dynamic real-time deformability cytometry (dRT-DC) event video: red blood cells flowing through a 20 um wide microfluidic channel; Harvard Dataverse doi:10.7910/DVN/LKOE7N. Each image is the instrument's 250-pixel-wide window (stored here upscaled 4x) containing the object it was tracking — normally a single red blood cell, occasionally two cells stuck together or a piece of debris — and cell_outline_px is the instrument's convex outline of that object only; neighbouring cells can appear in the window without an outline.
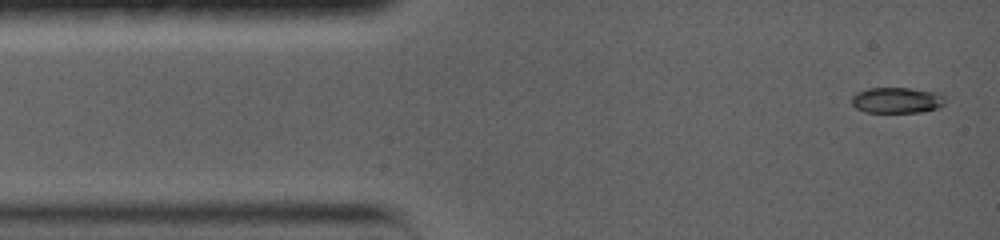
{"species": "common noctule bat (a hibernating species)", "species_latin": "Nyctalus noctula", "temperature_condition": "warm", "stored_images_in_passage": 37, "camera_frame_rate_fps": 5000, "um_per_image_px": 0.085, "animal": {"sex": "female", "body_mass_g": 19.0, "forearm_length_mm": 56.7}, "frame": {"image": 1, "passage_image": 1, "time_ms": 0.0, "image_size_px": [1000, 240], "cell_outline_px": [[944, 104], [936, 108], [924, 112], [864, 112], [856, 108], [852, 104], [852, 96], [856, 92], [868, 88], [912, 88], [940, 92], [944, 96]], "centroid_in_image_um": [76.24, 8.51], "position_along_channel_um": 8.8, "area_um2": 14.22}}
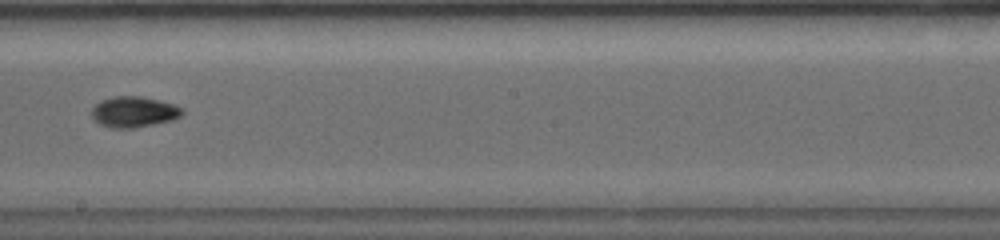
{"frame": {"image": 2, "passage_image": 17, "time_ms": 8.2, "image_size_px": [1000, 240], "cell_outline_px": [[184, 112], [180, 116], [172, 120], [132, 128], [112, 128], [100, 124], [92, 116], [92, 108], [100, 100], [112, 96], [144, 96], [172, 104], [184, 108]], "centroid_in_image_um": [11.38, 9.49], "position_along_channel_um": 236.8, "area_um2": 16.18}}
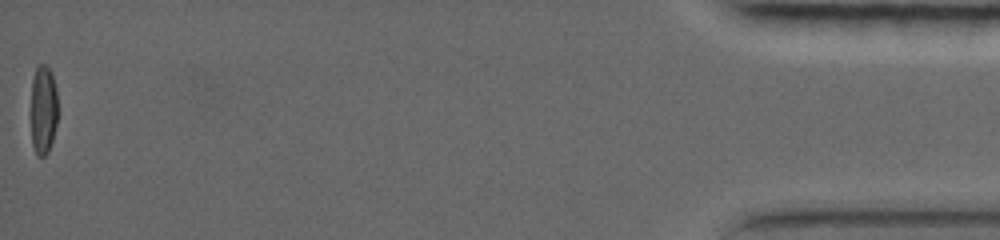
{"frame": {"image": 3, "passage_image": 37, "time_ms": 17.4, "image_size_px": [1000, 240], "cell_outline_px": [[56, 124], [52, 140], [48, 152], [44, 156], [36, 156], [32, 144], [32, 80], [36, 64], [44, 64], [52, 72], [56, 92]], "centroid_in_image_um": [3.67, 9.31], "position_along_channel_um": 431.5, "area_um2": 13.76}, "authors_computed_cell_mechanics": {"area_um2": 15.0858, "velocity_mm_per_s": 3.626, "shape_relaxation_time_tau1_ms": 7.2179, "shape_relaxation_time_tau2_ms": 4.0081, "deformation_change_tau1": 0.2438, "deformation_change_tau2": 0.0451}}